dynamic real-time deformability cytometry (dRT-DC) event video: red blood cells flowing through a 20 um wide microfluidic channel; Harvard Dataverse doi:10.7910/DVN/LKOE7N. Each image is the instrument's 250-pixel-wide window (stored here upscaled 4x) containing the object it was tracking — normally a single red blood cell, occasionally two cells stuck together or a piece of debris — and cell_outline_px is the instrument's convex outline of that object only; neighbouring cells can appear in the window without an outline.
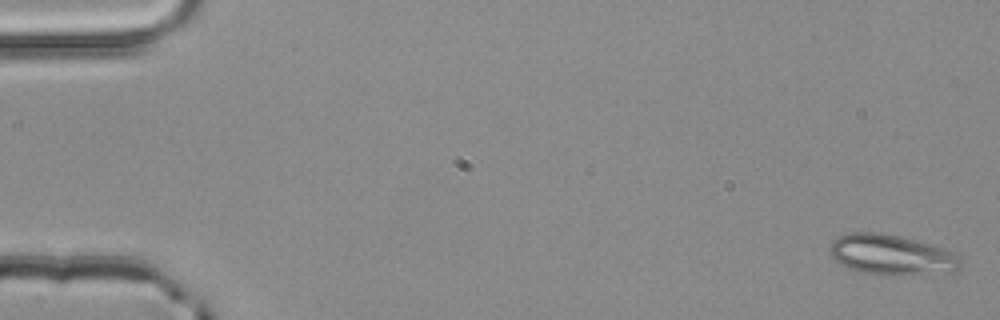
{"species": "common noctule bat (a hibernating species)", "species_latin": "Nyctalus noctula", "temperature_condition": "room temperature", "stored_images_in_passage": 4, "camera_frame_rate_fps": 3000, "um_per_image_px": 0.085, "animal": {"sex": "male", "body_mass_g": 20.4}, "frame": {"image": 1, "passage_image": 1, "time_ms": 0.0, "image_size_px": [1000, 320], "cell_outline_px": [[960, 268], [952, 272], [896, 276], [884, 276], [860, 272], [848, 268], [840, 264], [828, 252], [828, 248], [832, 240], [836, 236], [852, 232], [880, 232], [900, 236], [932, 244], [956, 252], [960, 264]], "centroid_in_image_um": [75.75, 21.66], "position_along_channel_um": 9.3, "area_um2": 31.39}}